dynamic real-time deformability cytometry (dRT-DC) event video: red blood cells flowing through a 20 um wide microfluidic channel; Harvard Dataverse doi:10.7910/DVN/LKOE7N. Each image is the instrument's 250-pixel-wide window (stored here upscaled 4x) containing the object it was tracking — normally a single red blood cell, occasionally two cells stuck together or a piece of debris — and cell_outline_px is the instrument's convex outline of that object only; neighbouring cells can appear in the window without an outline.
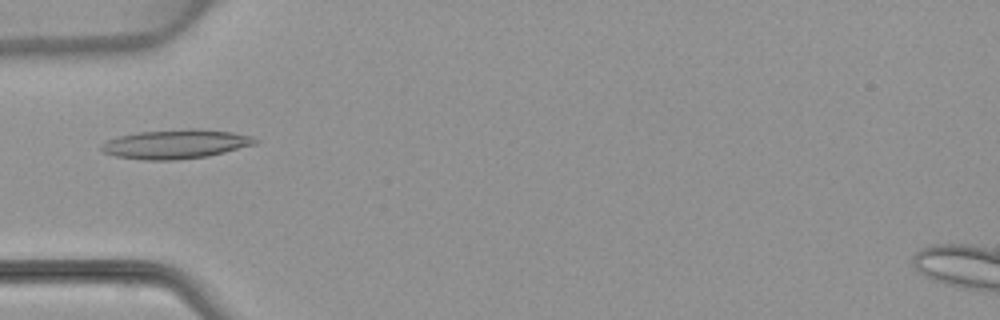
{"species": "common noctule bat (a hibernating species)", "species_latin": "Nyctalus noctula", "temperature_condition": "warm", "stored_images_in_passage": 5, "camera_frame_rate_fps": 3000, "um_per_image_px": 0.085, "animal": {"sex": "female", "body_mass_g": 22.7, "forearm_length_mm": 54.2}, "frame": {"image": 1, "passage_image": 5, "time_ms": 4.667, "image_size_px": [1000, 320], "cell_outline_px": [[260, 140], [256, 144], [208, 156], [176, 160], [144, 160], [116, 156], [104, 152], [100, 148], [100, 144], [108, 140], [120, 136], [140, 132], [188, 128], [196, 128], [232, 132], [252, 136]], "centroid_in_image_um": [14.96, 12.24], "position_along_channel_um": 70.0, "area_um2": 26.13}}